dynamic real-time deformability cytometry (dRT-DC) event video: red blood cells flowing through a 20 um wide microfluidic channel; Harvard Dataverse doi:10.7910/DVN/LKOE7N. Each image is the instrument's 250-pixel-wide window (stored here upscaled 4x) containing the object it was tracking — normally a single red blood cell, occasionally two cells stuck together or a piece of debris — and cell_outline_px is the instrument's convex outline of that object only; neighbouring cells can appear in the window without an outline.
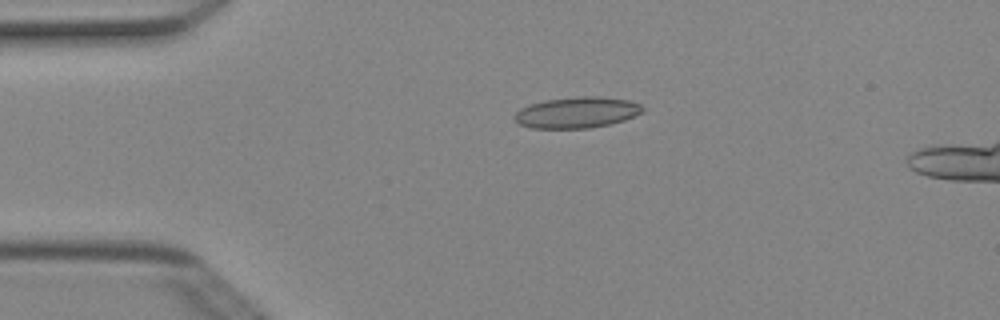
{"species": "Egyptian fruit bat (a non-hibernating species)", "species_latin": "Rousettus aegyptiacus", "temperature_condition": "cold", "stored_images_in_passage": 5, "camera_frame_rate_fps": 3000, "um_per_image_px": 0.085, "animal": {"sex": "female"}, "frame": {"image": 1, "passage_image": 3, "time_ms": 0.667, "image_size_px": [1000, 320], "cell_outline_px": [[644, 112], [624, 120], [608, 124], [588, 128], [532, 128], [520, 124], [512, 116], [520, 108], [544, 100], [576, 96], [600, 96], [628, 100], [640, 104], [644, 108]], "centroid_in_image_um": [49.04, 9.55], "position_along_channel_um": 36.0, "area_um2": 23.18}}